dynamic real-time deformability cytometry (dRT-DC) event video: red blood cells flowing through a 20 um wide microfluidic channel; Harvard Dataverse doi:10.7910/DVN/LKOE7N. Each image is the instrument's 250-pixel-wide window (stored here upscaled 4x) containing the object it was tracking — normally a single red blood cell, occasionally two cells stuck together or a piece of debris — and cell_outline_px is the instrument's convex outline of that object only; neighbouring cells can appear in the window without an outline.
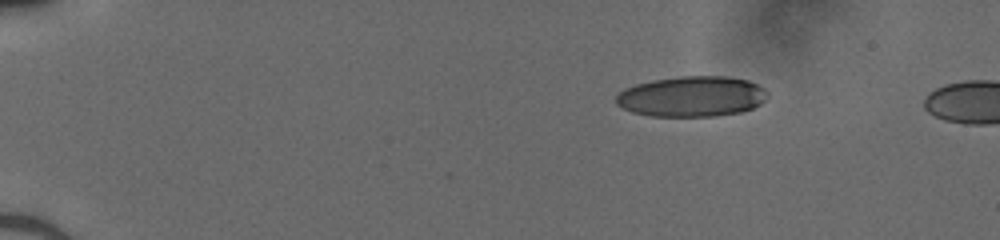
{"species": "human", "species_latin": "Homo sapiens", "temperature_condition": "cold", "stored_images_in_passage": 8, "camera_frame_rate_fps": 3000, "um_per_image_px": 0.085, "donor": {"sex": "male"}, "frame": {"image": 1, "passage_image": 1, "time_ms": 0.0, "image_size_px": [1000, 240], "cell_outline_px": [[768, 96], [760, 104], [752, 108], [740, 112], [716, 116], [652, 116], [632, 112], [616, 104], [616, 96], [624, 88], [636, 84], [652, 80], [680, 76], [728, 76], [748, 80], [764, 88], [768, 92]], "centroid_in_image_um": [58.81, 8.19], "position_along_channel_um": 26.2, "area_um2": 35.84}}
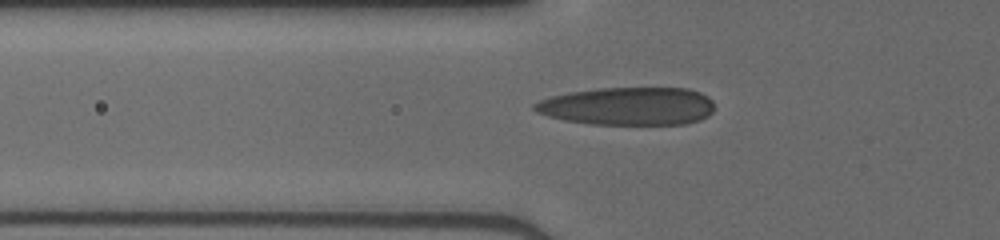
{"frame": {"image": 2, "passage_image": 7, "time_ms": 2.0, "image_size_px": [1000, 240], "cell_outline_px": [[712, 112], [708, 116], [700, 120], [684, 124], [588, 124], [564, 120], [548, 116], [536, 112], [532, 108], [532, 104], [540, 100], [552, 96], [568, 92], [600, 88], [688, 88], [700, 92], [708, 96], [712, 100]], "centroid_in_image_um": [53.36, 9.02], "position_along_channel_um": 72.4, "area_um2": 40.0}}